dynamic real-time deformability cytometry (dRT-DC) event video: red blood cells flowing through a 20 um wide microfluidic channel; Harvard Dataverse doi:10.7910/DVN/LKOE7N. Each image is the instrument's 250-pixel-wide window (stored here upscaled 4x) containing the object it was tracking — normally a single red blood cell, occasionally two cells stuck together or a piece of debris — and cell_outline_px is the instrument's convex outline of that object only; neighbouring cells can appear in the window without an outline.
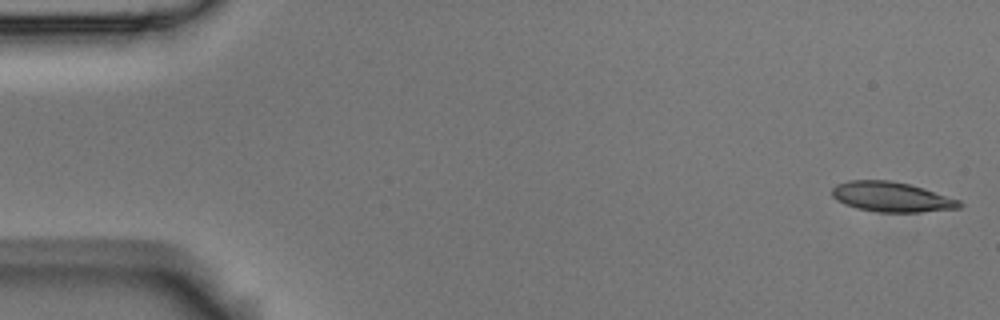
{"species": "Egyptian fruit bat (a non-hibernating species)", "species_latin": "Rousettus aegyptiacus", "temperature_condition": "room temperature", "stored_images_in_passage": 6, "camera_frame_rate_fps": 3000, "um_per_image_px": 0.085, "animal": {"sex": "male"}, "frame": {"image": 1, "passage_image": 1, "time_ms": 0.0, "image_size_px": [1000, 320], "cell_outline_px": [[964, 204], [960, 208], [920, 212], [880, 212], [856, 208], [844, 204], [836, 200], [832, 196], [832, 188], [836, 184], [848, 180], [892, 180], [924, 188], [960, 200]], "centroid_in_image_um": [75.78, 16.73], "position_along_channel_um": 9.2, "area_um2": 22.37}}
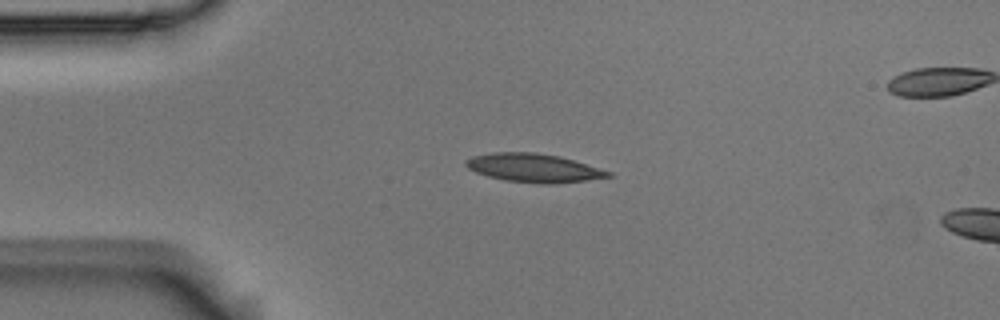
{"frame": {"image": 2, "passage_image": 4, "time_ms": 1.0, "image_size_px": [1000, 320], "cell_outline_px": [[612, 176], [588, 180], [548, 184], [544, 184], [504, 180], [488, 176], [476, 172], [468, 168], [464, 164], [464, 160], [472, 156], [492, 152], [536, 152], [560, 156], [612, 172]], "centroid_in_image_um": [45.33, 14.26], "position_along_channel_um": 39.7, "area_um2": 23.64}}